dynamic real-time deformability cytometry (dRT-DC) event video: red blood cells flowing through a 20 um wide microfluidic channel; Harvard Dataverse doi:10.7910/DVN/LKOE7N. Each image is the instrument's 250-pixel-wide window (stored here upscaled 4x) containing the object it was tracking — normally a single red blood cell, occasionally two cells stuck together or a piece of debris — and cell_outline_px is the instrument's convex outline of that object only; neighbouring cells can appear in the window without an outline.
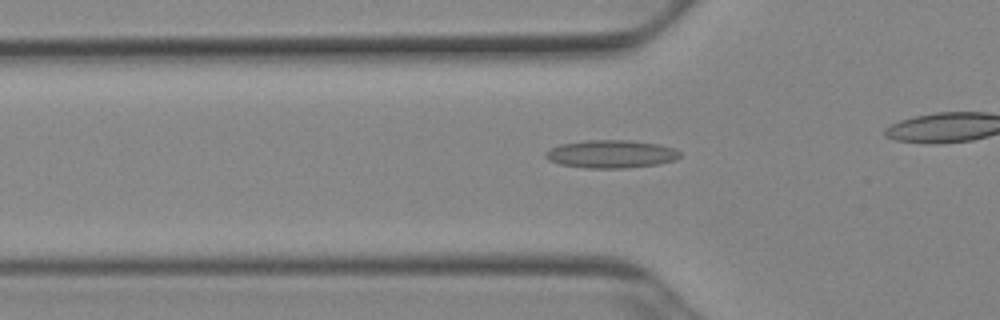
{"species": "Egyptian fruit bat (a non-hibernating species)", "species_latin": "Rousettus aegyptiacus", "temperature_condition": "cold", "stored_images_in_passage": 41, "camera_frame_rate_fps": 3000, "um_per_image_px": 0.085, "animal": {"sex": "female"}, "frame": {"image": 1, "passage_image": 17, "time_ms": 5.333, "image_size_px": [1000, 320], "cell_outline_px": [[680, 156], [676, 160], [660, 164], [624, 168], [584, 168], [560, 164], [548, 160], [544, 156], [544, 152], [560, 144], [588, 140], [628, 140], [656, 144], [676, 148], [680, 152]], "centroid_in_image_um": [51.95, 13.1], "position_along_channel_um": 73.9, "area_um2": 21.96}}
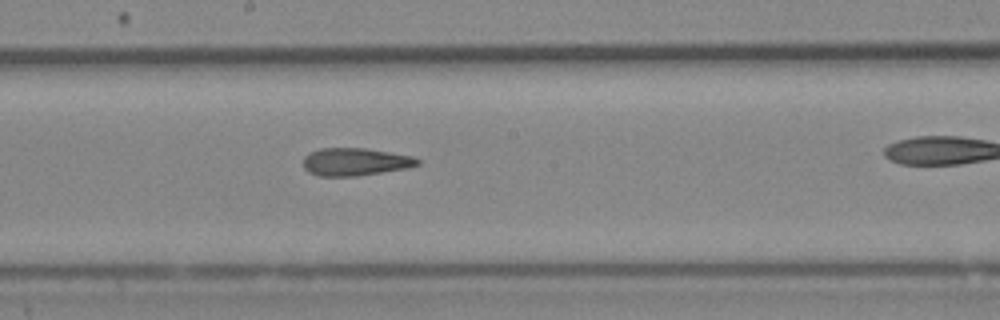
{"frame": {"image": 2, "passage_image": 28, "time_ms": 9.0, "image_size_px": [1000, 320], "cell_outline_px": [[420, 164], [408, 168], [356, 176], [320, 176], [308, 172], [304, 168], [304, 156], [308, 152], [320, 148], [368, 148], [412, 156], [420, 160]], "centroid_in_image_um": [30.18, 13.75], "position_along_channel_um": 218.0, "area_um2": 18.55}}
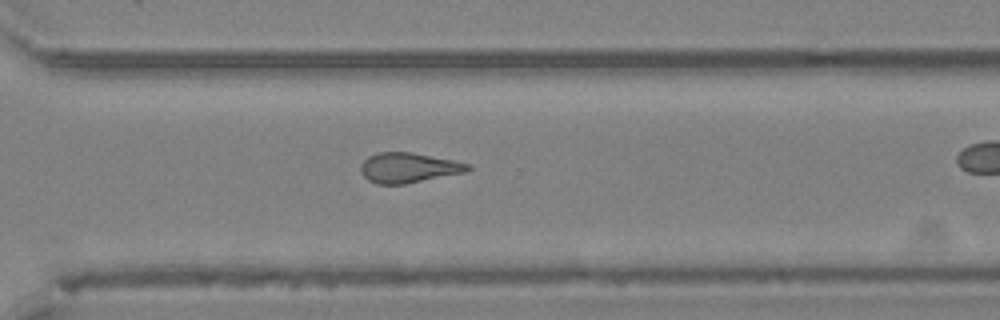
{"frame": {"image": 3, "passage_image": 37, "time_ms": 12.0, "image_size_px": [1000, 320], "cell_outline_px": [[472, 168], [468, 172], [404, 184], [376, 184], [368, 180], [360, 172], [360, 164], [368, 156], [376, 152], [412, 152], [472, 164]], "centroid_in_image_um": [34.73, 14.25], "position_along_channel_um": 335.9, "area_um2": 18.96}}